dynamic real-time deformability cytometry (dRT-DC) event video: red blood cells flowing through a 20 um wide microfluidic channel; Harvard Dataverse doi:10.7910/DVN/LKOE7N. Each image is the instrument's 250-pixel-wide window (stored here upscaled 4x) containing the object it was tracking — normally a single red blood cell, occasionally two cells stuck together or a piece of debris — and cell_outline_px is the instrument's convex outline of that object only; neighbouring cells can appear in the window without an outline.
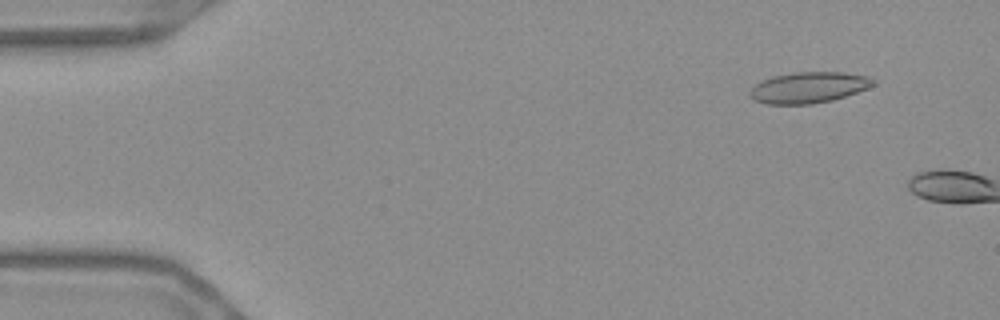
{"species": "Egyptian fruit bat (a non-hibernating species)", "species_latin": "Rousettus aegyptiacus", "temperature_condition": "warm", "stored_images_in_passage": 7, "camera_frame_rate_fps": 3000, "um_per_image_px": 0.085, "frame": {"image": 1, "passage_image": 5, "time_ms": 1.333, "image_size_px": [1000, 320], "cell_outline_px": [[876, 84], [868, 88], [832, 100], [812, 104], [768, 104], [756, 100], [748, 92], [756, 84], [772, 76], [792, 72], [844, 72], [872, 76], [876, 80]], "centroid_in_image_um": [68.8, 7.42], "position_along_channel_um": 16.2, "area_um2": 22.31}}